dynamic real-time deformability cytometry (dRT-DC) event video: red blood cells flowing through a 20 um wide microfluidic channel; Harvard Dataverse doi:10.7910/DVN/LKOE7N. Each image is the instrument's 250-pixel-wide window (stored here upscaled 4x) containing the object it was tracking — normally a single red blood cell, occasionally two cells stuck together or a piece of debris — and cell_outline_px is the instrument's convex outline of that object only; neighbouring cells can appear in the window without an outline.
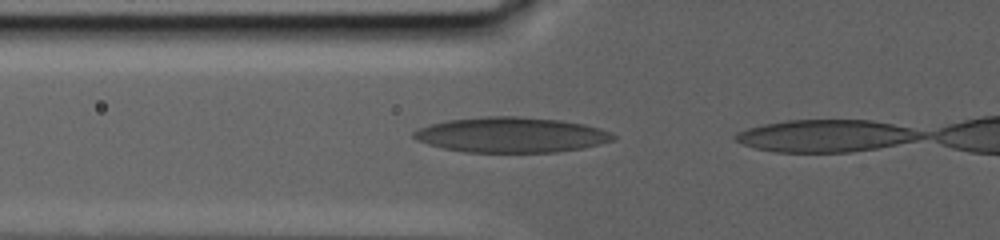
{"species": "human", "species_latin": "Homo sapiens", "temperature_condition": "warm", "stored_images_in_passage": 3, "camera_frame_rate_fps": 3000, "um_per_image_px": 0.085, "donor": {"sex": "male"}, "frame": {"image": 1, "passage_image": 2, "time_ms": 0.667, "image_size_px": [1000, 240], "cell_outline_px": [[616, 140], [584, 148], [556, 152], [464, 152], [444, 148], [428, 144], [416, 140], [412, 136], [412, 132], [428, 124], [448, 120], [484, 116], [520, 116], [560, 120], [584, 124], [600, 128], [612, 132], [616, 136]], "centroid_in_image_um": [43.48, 11.46], "position_along_channel_um": 82.3, "area_um2": 41.27}}